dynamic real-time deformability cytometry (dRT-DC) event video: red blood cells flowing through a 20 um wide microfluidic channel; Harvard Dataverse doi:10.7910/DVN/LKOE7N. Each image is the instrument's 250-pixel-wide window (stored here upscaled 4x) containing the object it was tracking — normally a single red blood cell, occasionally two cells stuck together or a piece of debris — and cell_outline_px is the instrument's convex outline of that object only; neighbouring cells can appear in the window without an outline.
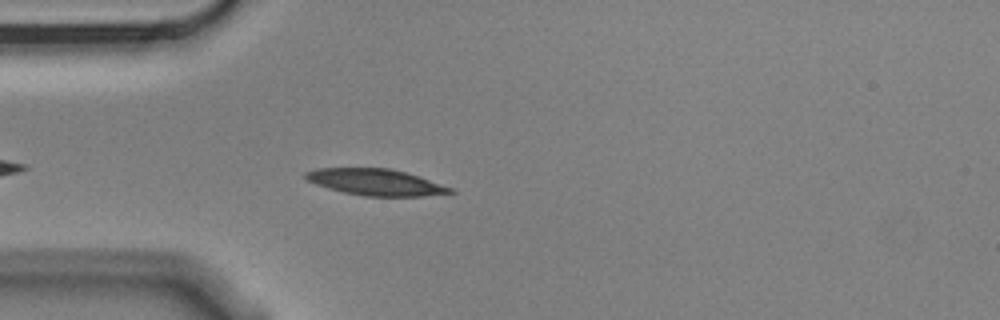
{"species": "Egyptian fruit bat (a non-hibernating species)", "species_latin": "Rousettus aegyptiacus", "temperature_condition": "cold", "stored_images_in_passage": 4, "camera_frame_rate_fps": 3000, "um_per_image_px": 0.085, "animal": {"sex": "male"}, "frame": {"image": 1, "passage_image": 4, "time_ms": 1.0, "image_size_px": [1000, 320], "cell_outline_px": [[456, 192], [424, 196], [364, 196], [344, 192], [328, 188], [304, 180], [304, 172], [316, 168], [388, 168], [404, 172], [456, 188]], "centroid_in_image_um": [31.93, 15.48], "position_along_channel_um": 53.1, "area_um2": 22.31}}